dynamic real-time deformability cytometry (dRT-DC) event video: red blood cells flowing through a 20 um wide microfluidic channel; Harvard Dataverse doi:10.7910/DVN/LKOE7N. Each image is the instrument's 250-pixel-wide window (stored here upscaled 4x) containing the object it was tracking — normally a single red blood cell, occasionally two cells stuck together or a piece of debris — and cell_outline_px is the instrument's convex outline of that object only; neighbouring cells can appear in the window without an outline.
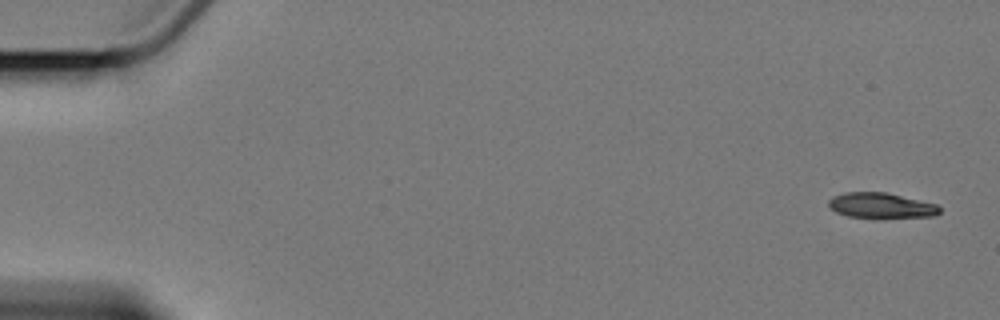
{"species": "Egyptian fruit bat (a non-hibernating species)", "species_latin": "Rousettus aegyptiacus", "temperature_condition": "cold", "stored_images_in_passage": 7, "camera_frame_rate_fps": 3000, "um_per_image_px": 0.085, "animal": {"sex": "female"}, "frame": {"image": 1, "passage_image": 1, "time_ms": 0.0, "image_size_px": [1000, 320], "cell_outline_px": [[940, 212], [936, 216], [848, 216], [836, 212], [828, 204], [828, 200], [832, 196], [844, 192], [884, 192], [936, 204], [940, 208]], "centroid_in_image_um": [74.85, 17.43], "position_along_channel_um": 10.1, "area_um2": 15.72}}
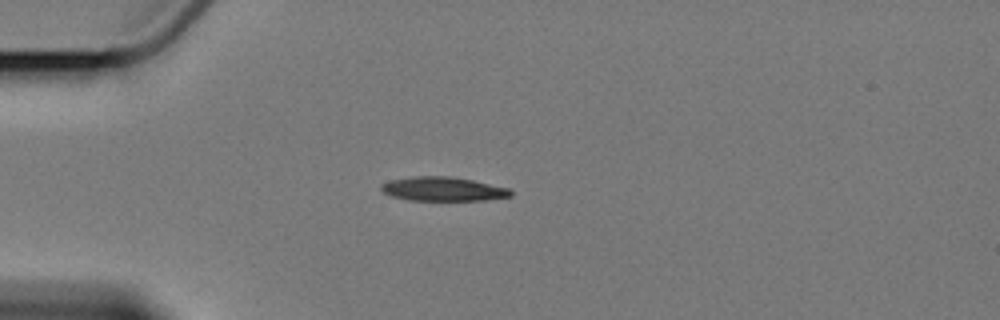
{"frame": {"image": 2, "passage_image": 5, "time_ms": 4.667, "image_size_px": [1000, 320], "cell_outline_px": [[512, 196], [484, 200], [408, 200], [392, 196], [384, 192], [380, 188], [380, 184], [392, 180], [416, 176], [452, 176], [472, 180], [508, 188], [512, 192]], "centroid_in_image_um": [37.65, 16.06], "position_along_channel_um": 47.3, "area_um2": 17.98}}